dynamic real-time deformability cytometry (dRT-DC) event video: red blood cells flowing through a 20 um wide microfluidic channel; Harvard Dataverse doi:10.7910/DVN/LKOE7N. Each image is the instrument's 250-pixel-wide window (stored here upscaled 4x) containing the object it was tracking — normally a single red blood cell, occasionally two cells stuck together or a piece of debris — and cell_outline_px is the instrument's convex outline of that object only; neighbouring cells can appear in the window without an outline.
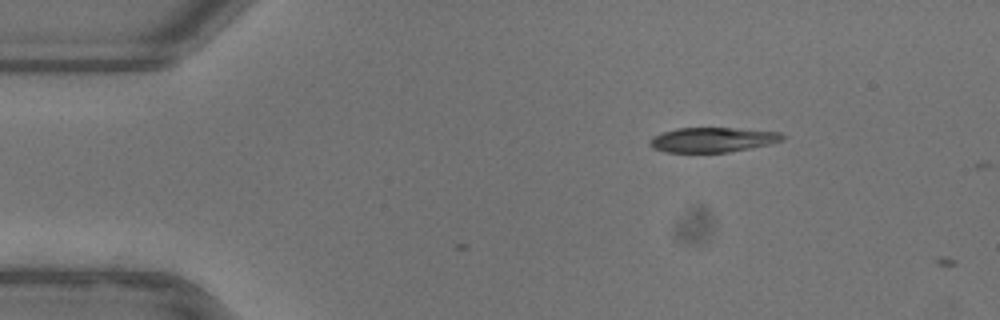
{"species": "common noctule bat (a hibernating species)", "species_latin": "Nyctalus noctula", "temperature_condition": "warm", "stored_images_in_passage": 3, "camera_frame_rate_fps": 3000, "um_per_image_px": 0.085, "animal": {"sex": "female"}, "frame": {"image": 1, "passage_image": 1, "time_ms": 0.0, "image_size_px": [1000, 320], "cell_outline_px": [[784, 140], [772, 144], [728, 152], [664, 152], [652, 148], [648, 144], [648, 140], [652, 136], [676, 128], [732, 128], [780, 132], [784, 136]], "centroid_in_image_um": [60.54, 11.88], "position_along_channel_um": 24.5, "area_um2": 19.25}}